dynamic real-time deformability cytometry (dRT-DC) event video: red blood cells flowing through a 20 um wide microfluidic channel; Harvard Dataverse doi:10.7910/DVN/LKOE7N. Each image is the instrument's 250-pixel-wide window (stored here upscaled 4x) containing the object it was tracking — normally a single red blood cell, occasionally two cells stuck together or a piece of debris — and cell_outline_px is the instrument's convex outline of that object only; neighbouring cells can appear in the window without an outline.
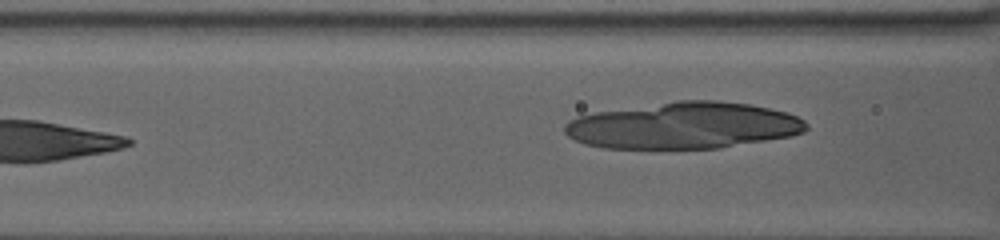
{"species": "human", "species_latin": "Homo sapiens", "temperature_condition": "warm", "stored_images_in_passage": 10, "segment_of_instrument_passage": [2, 2], "camera_frame_rate_fps": 3000, "um_per_image_px": 0.085, "donor": {"sex": "female"}, "frame": {"image": 1, "passage_image": 10, "time_ms": 7.333, "image_size_px": [1000, 240], "cell_outline_px": [[808, 128], [804, 132], [792, 136], [720, 148], [604, 148], [584, 144], [568, 136], [564, 132], [564, 124], [568, 120], [580, 116], [596, 112], [676, 100], [720, 100], [752, 104], [784, 112], [796, 116], [804, 120], [808, 124]], "centroid_in_image_um": [58.12, 10.67], "position_along_channel_um": 108.5, "area_um2": 65.66}}